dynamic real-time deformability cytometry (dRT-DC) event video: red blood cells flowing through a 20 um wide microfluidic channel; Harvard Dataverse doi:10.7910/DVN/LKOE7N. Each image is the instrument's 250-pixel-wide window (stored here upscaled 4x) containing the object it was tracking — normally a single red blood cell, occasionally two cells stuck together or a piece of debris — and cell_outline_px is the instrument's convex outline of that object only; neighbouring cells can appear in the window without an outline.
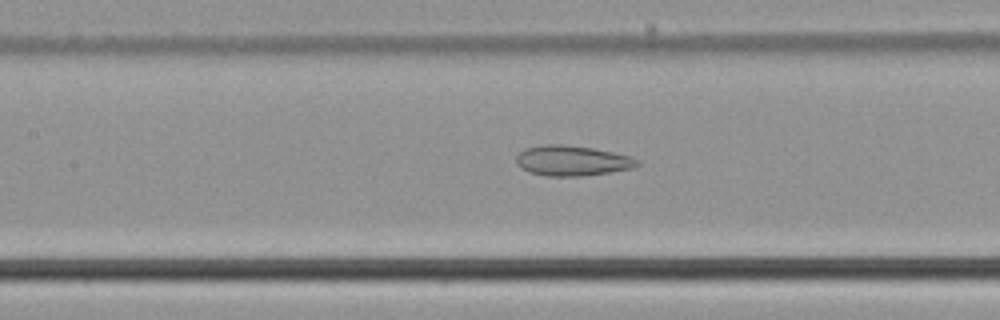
{"species": "common noctule bat (a hibernating species)", "species_latin": "Nyctalus noctula", "temperature_condition": "cold", "stored_images_in_passage": 44, "camera_frame_rate_fps": 3000, "um_per_image_px": 0.085, "animal": {"sex": "male", "body_mass_g": 21.5, "forearm_length_mm": 52.0}, "frame": {"image": 1, "passage_image": 19, "time_ms": 6.0, "image_size_px": [1000, 320], "cell_outline_px": [[640, 164], [632, 168], [608, 172], [580, 176], [548, 176], [528, 172], [520, 168], [516, 164], [516, 156], [524, 148], [544, 144], [564, 144], [592, 148], [632, 156], [640, 160]], "centroid_in_image_um": [48.6, 13.65], "position_along_channel_um": 158.8, "area_um2": 21.44}}
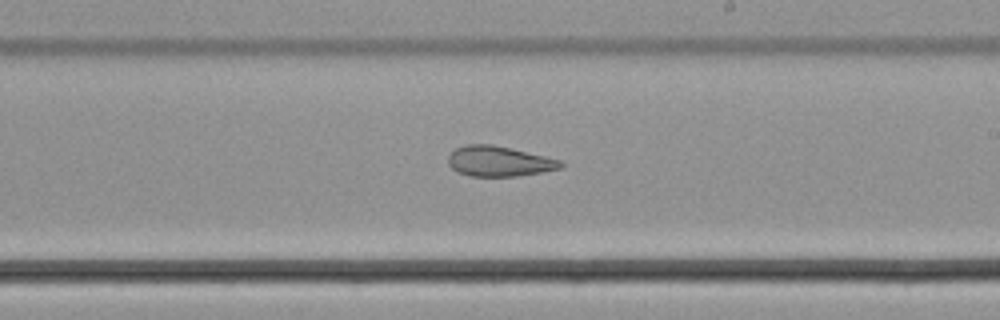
{"frame": {"image": 2, "passage_image": 26, "time_ms": 8.333, "image_size_px": [1000, 320], "cell_outline_px": [[564, 164], [560, 168], [544, 172], [516, 176], [472, 176], [456, 172], [448, 164], [448, 156], [456, 148], [468, 144], [492, 144], [544, 156], [560, 160]], "centroid_in_image_um": [42.4, 13.71], "position_along_channel_um": 246.6, "area_um2": 19.71}}
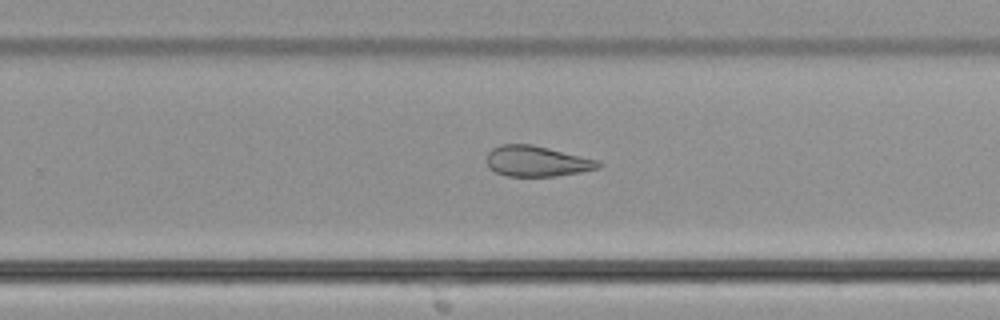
{"frame": {"image": 3, "passage_image": 29, "time_ms": 9.333, "image_size_px": [1000, 320], "cell_outline_px": [[604, 164], [600, 168], [580, 172], [556, 176], [508, 176], [496, 172], [488, 168], [488, 152], [492, 148], [500, 144], [532, 144], [596, 160]], "centroid_in_image_um": [45.62, 13.7], "position_along_channel_um": 284.2, "area_um2": 19.77}, "authors_computed_cell_mechanics": {"area_um2": 22.5709, "velocity_mm_per_s": 3.7796, "shape_relaxation_time_tau1_ms": null, "shape_relaxation_time_tau2_ms": 3.2883, "deformation_change_tau1": null, "deformation_change_tau2": 0.1055}}